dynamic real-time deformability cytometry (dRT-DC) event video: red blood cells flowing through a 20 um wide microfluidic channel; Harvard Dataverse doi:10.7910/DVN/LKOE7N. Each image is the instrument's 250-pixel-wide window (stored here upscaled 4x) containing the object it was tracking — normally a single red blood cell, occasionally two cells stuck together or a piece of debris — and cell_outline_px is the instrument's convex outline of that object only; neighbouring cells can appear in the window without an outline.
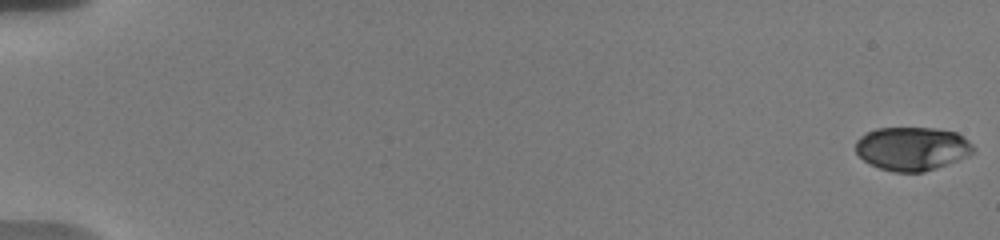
{"species": "human", "species_latin": "Homo sapiens", "temperature_condition": "warm", "stored_images_in_passage": 57, "camera_frame_rate_fps": 3000, "um_per_image_px": 0.085, "donor": {"sex": "male"}, "frame": {"image": 1, "passage_image": 1, "time_ms": 0.0, "image_size_px": [1000, 240], "cell_outline_px": [[976, 152], [968, 156], [948, 164], [924, 172], [892, 172], [880, 168], [864, 160], [856, 152], [856, 140], [860, 136], [876, 128], [932, 128], [956, 132], [964, 136], [972, 144]], "centroid_in_image_um": [77.56, 12.63], "position_along_channel_um": 7.4, "area_um2": 29.94}}
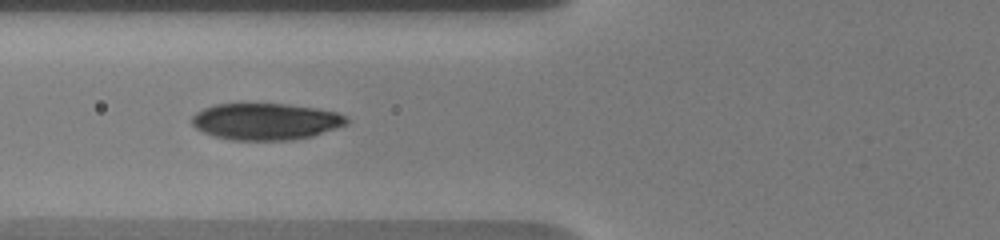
{"frame": {"image": 2, "passage_image": 24, "time_ms": 7.667, "image_size_px": [1000, 240], "cell_outline_px": [[348, 124], [312, 136], [292, 140], [232, 140], [216, 136], [204, 132], [196, 128], [192, 124], [192, 116], [196, 112], [204, 108], [216, 104], [284, 104], [316, 108], [336, 112], [348, 116]], "centroid_in_image_um": [22.61, 10.33], "position_along_channel_um": 103.2, "area_um2": 32.95}}
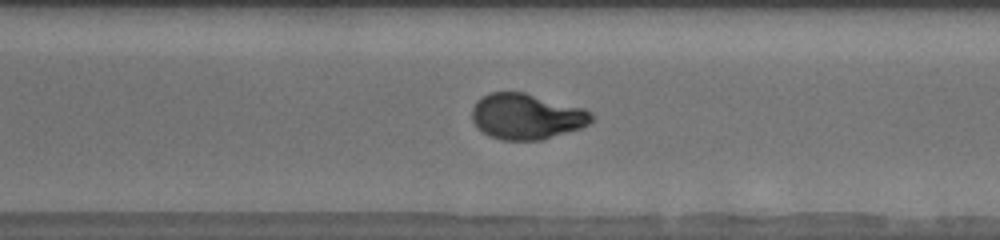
{"frame": {"image": 3, "passage_image": 42, "time_ms": 13.667, "image_size_px": [1000, 240], "cell_outline_px": [[592, 120], [588, 124], [580, 128], [540, 140], [504, 140], [492, 136], [484, 132], [472, 120], [472, 108], [476, 100], [480, 96], [488, 92], [524, 92], [584, 108], [592, 112]], "centroid_in_image_um": [44.74, 9.87], "position_along_channel_um": 325.9, "area_um2": 31.67}, "authors_computed_cell_mechanics": {"area_um2": 31.6166, "velocity_mm_per_s": 3.7166, "shape_relaxation_time_tau1_ms": 4.3288, "shape_relaxation_time_tau2_ms": null, "deformation_change_tau1": 0.1692, "deformation_change_tau2": null}}